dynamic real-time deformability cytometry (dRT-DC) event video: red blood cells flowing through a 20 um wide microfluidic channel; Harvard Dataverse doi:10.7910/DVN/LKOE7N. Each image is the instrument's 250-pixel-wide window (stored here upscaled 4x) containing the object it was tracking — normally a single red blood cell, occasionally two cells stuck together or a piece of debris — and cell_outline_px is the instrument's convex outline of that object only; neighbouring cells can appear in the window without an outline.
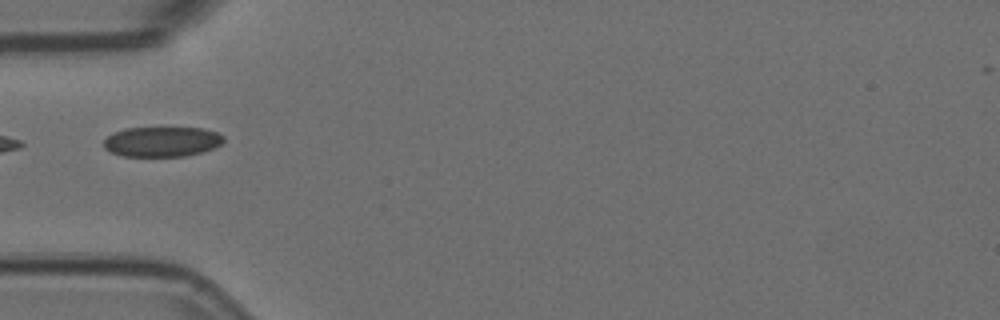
{"species": "Egyptian fruit bat (a non-hibernating species)", "species_latin": "Rousettus aegyptiacus", "temperature_condition": "room temperature", "stored_images_in_passage": 5, "camera_frame_rate_fps": 3000, "um_per_image_px": 0.085, "animal": {"sex": "female"}, "frame": {"image": 1, "passage_image": 5, "time_ms": 1.333, "image_size_px": [1000, 320], "cell_outline_px": [[224, 140], [220, 144], [212, 148], [200, 152], [184, 156], [124, 156], [112, 152], [104, 148], [104, 140], [112, 132], [124, 128], [204, 128], [216, 132], [224, 136]], "centroid_in_image_um": [13.74, 12.03], "position_along_channel_um": 71.3, "area_um2": 20.87}}